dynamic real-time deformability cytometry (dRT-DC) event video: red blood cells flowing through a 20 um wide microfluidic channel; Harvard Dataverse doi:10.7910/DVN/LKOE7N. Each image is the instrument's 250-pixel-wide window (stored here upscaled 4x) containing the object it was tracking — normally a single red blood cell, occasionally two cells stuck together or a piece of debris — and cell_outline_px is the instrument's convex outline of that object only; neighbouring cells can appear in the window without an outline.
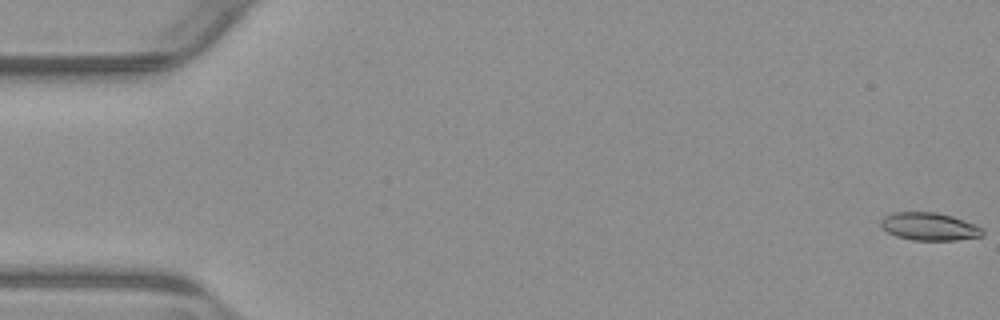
{"species": "common noctule bat (a hibernating species)", "species_latin": "Nyctalus noctula", "temperature_condition": "warm", "stored_images_in_passage": 55, "camera_frame_rate_fps": 3000, "um_per_image_px": 0.085, "animal": {"sex": "male", "body_mass_g": 23.1, "forearm_length_mm": 52.7}, "frame": {"image": 1, "passage_image": 1, "time_ms": 0.0, "image_size_px": [1000, 320], "cell_outline_px": [[984, 236], [956, 240], [912, 240], [896, 236], [880, 228], [880, 220], [884, 216], [892, 212], [936, 212], [952, 216], [976, 224], [984, 228]], "centroid_in_image_um": [79.0, 19.25], "position_along_channel_um": 6.0, "area_um2": 16.76}}
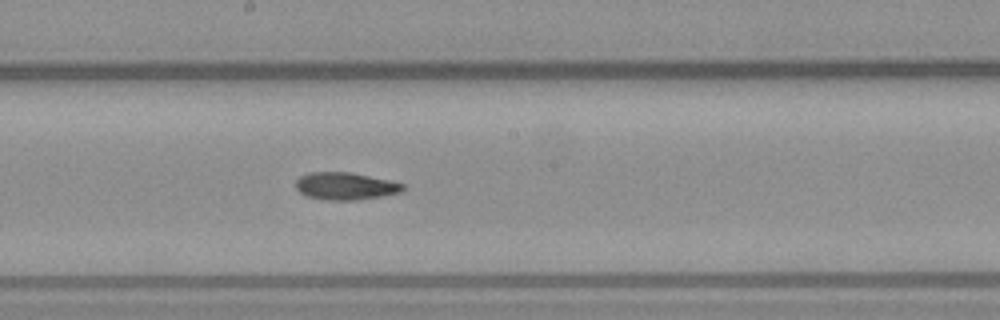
{"frame": {"image": 2, "passage_image": 30, "time_ms": 9.667, "image_size_px": [1000, 320], "cell_outline_px": [[404, 188], [400, 192], [380, 196], [356, 200], [324, 200], [304, 196], [296, 188], [296, 180], [300, 176], [308, 172], [348, 172], [388, 180], [404, 184]], "centroid_in_image_um": [29.29, 15.82], "position_along_channel_um": 218.9, "area_um2": 16.99}}
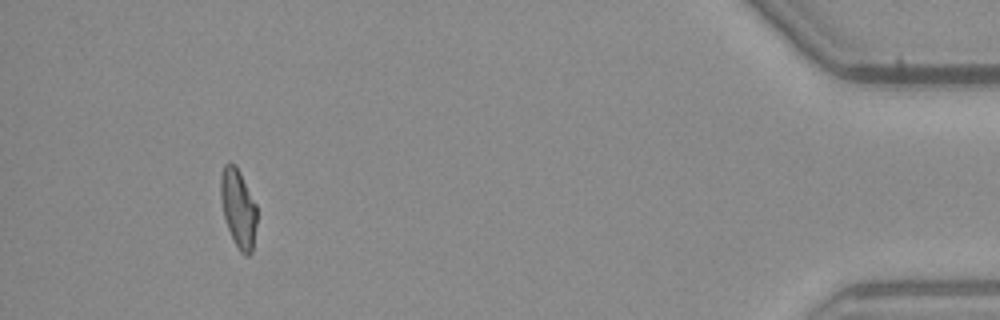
{"frame": {"image": 3, "passage_image": 51, "time_ms": 16.667, "image_size_px": [1000, 320], "cell_outline_px": [[256, 224], [252, 252], [248, 256], [244, 256], [240, 252], [228, 228], [224, 216], [220, 196], [220, 176], [224, 164], [236, 164], [256, 204]], "centroid_in_image_um": [20.25, 17.69], "position_along_channel_um": 415.0, "area_um2": 16.42}, "authors_computed_cell_mechanics": {"area_um2": 16.9354, "velocity_mm_per_s": 3.8394, "shape_relaxation_time_tau1_ms": null, "shape_relaxation_time_tau2_ms": 8.8733, "deformation_change_tau1": null, "deformation_change_tau2": 0.1687}}